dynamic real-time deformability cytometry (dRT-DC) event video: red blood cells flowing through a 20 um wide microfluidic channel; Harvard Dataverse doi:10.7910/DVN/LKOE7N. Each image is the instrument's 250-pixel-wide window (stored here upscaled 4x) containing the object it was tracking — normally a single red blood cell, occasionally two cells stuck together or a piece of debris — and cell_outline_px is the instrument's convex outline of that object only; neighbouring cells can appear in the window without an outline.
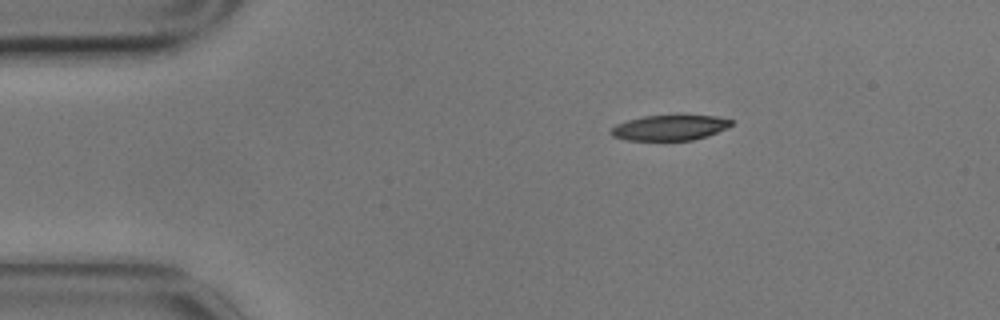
{"species": "common noctule bat (a hibernating species)", "species_latin": "Nyctalus noctula", "temperature_condition": "cold", "stored_images_in_passage": 2, "camera_frame_rate_fps": 3000, "um_per_image_px": 0.085, "animal": {"sex": "male", "body_mass_g": 17.9}, "frame": {"image": 1, "passage_image": 1, "time_ms": 0.0, "image_size_px": [1000, 320], "cell_outline_px": [[732, 124], [716, 132], [692, 140], [624, 140], [612, 136], [608, 132], [616, 124], [628, 120], [644, 116], [680, 112], [716, 116], [732, 120]], "centroid_in_image_um": [56.9, 10.8], "position_along_channel_um": 28.1, "area_um2": 18.44}}